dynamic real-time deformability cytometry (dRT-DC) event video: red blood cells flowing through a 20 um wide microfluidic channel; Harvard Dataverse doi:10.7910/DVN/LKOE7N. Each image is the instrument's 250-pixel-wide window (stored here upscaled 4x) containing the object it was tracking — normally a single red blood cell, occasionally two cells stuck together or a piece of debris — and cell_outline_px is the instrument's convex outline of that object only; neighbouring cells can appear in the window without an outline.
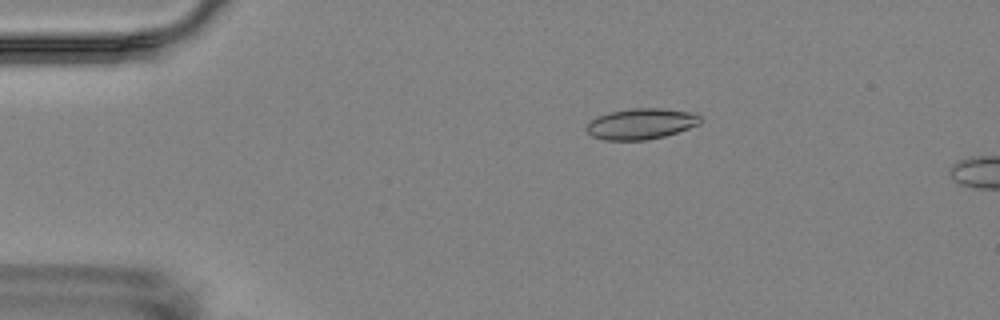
{"species": "Egyptian fruit bat (a non-hibernating species)", "species_latin": "Rousettus aegyptiacus", "temperature_condition": "room temperature", "stored_images_in_passage": 18, "segment_of_instrument_passage": [1, 2], "camera_frame_rate_fps": 3000, "um_per_image_px": 0.085, "animal": {"sex": "female"}, "frame": {"image": 1, "passage_image": 4, "time_ms": 3.333, "image_size_px": [1000, 320], "cell_outline_px": [[704, 120], [700, 124], [664, 136], [648, 140], [604, 140], [592, 136], [584, 128], [596, 116], [608, 112], [632, 108], [660, 108], [696, 112]], "centroid_in_image_um": [54.51, 10.51], "position_along_channel_um": 30.5, "area_um2": 20.69}}
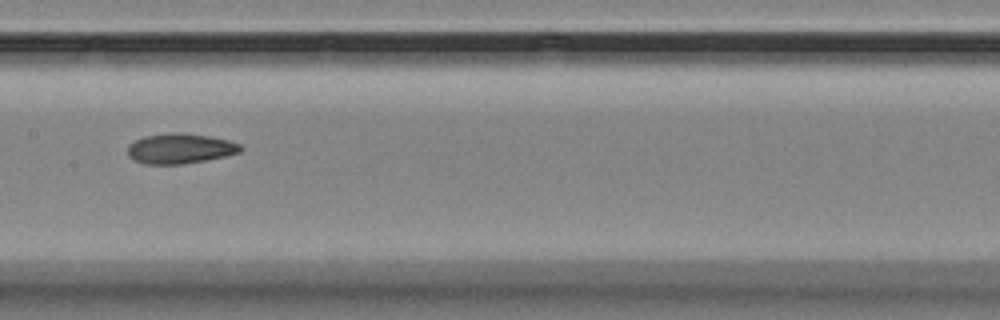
{"frame": {"image": 2, "passage_image": 9, "time_ms": 9.333, "image_size_px": [1000, 320], "cell_outline_px": [[244, 148], [240, 152], [224, 156], [184, 164], [148, 164], [136, 160], [128, 156], [128, 144], [144, 136], [172, 132], [180, 132], [208, 136], [228, 140], [240, 144]], "centroid_in_image_um": [15.31, 12.62], "position_along_channel_um": 192.1, "area_um2": 19.71}}
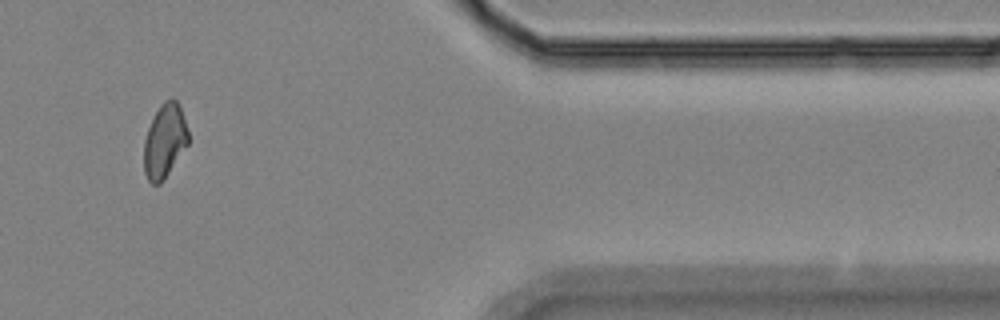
{"frame": {"image": 3, "passage_image": 15, "time_ms": 16.0, "image_size_px": [1000, 320], "cell_outline_px": [[188, 144], [164, 180], [160, 184], [152, 184], [148, 180], [144, 172], [144, 140], [148, 128], [160, 104], [164, 100], [172, 96], [180, 104], [188, 132]], "centroid_in_image_um": [14.0, 11.97], "position_along_channel_um": 397.4, "area_um2": 19.19}}